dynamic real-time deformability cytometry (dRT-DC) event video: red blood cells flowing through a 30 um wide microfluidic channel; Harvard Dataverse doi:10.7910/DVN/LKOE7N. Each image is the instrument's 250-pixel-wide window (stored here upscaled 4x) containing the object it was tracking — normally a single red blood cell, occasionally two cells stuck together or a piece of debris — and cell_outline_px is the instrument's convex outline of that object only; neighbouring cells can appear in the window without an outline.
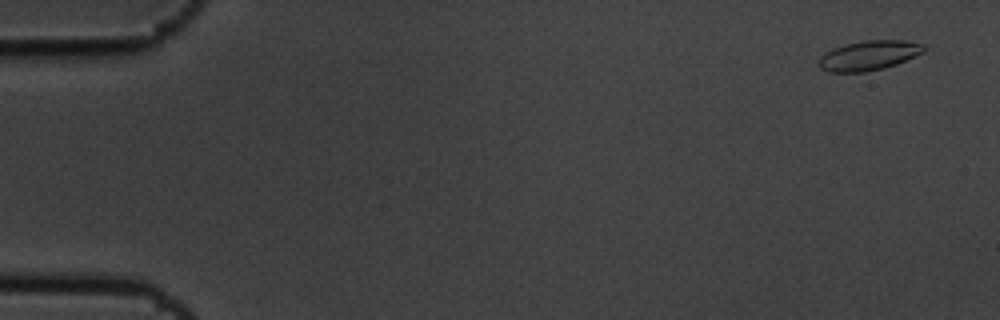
{"species": "common noctule bat (a hibernating species)", "species_latin": "Nyctalus noctula", "temperature_condition": "cold", "stored_images_in_passage": 7, "camera_frame_rate_fps": 3000, "um_per_image_px": 0.085, "animal": {"sex": "male", "body_mass_g": 19.5, "forearm_length_mm": 54.6}, "frame": {"image": 1, "passage_image": 1, "time_ms": 0.0, "image_size_px": [1000, 320], "cell_outline_px": [[924, 52], [896, 64], [884, 68], [864, 72], [828, 72], [820, 68], [816, 64], [820, 56], [824, 52], [832, 48], [844, 44], [864, 40], [904, 40], [924, 44]], "centroid_in_image_um": [73.79, 4.71], "position_along_channel_um": 11.2, "area_um2": 18.38}}
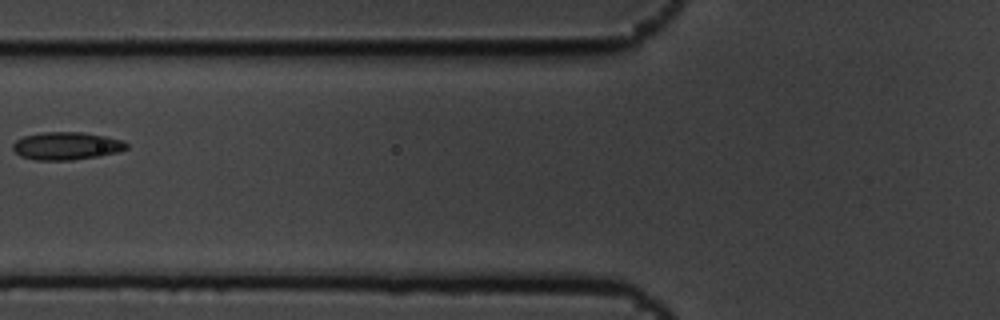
{"frame": {"image": 2, "passage_image": 6, "time_ms": 1.667, "image_size_px": [1000, 320], "cell_outline_px": [[128, 148], [116, 152], [100, 156], [72, 160], [36, 160], [20, 156], [12, 148], [12, 144], [16, 140], [24, 136], [44, 132], [80, 132], [104, 136], [124, 140], [128, 144]], "centroid_in_image_um": [5.65, 12.4], "position_along_channel_um": 120.1, "area_um2": 18.38}}
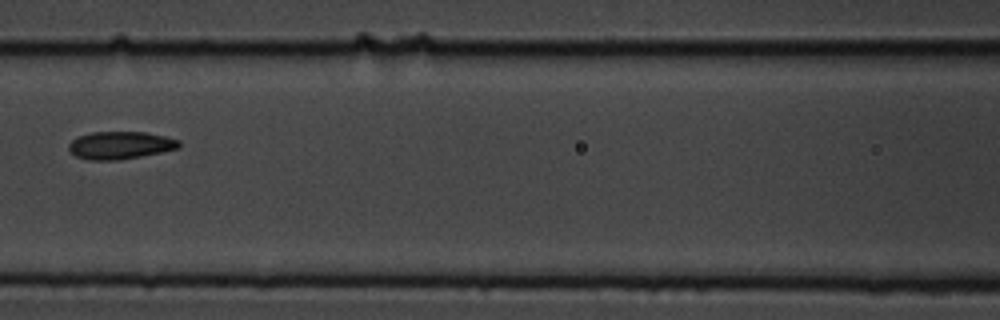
{"frame": {"image": 3, "passage_image": 7, "time_ms": 2.0, "image_size_px": [1000, 320], "cell_outline_px": [[180, 148], [120, 160], [88, 160], [76, 156], [68, 148], [68, 144], [72, 140], [80, 136], [92, 132], [144, 132], [164, 136], [180, 140]], "centroid_in_image_um": [10.22, 12.35], "position_along_channel_um": 156.4, "area_um2": 17.63}}